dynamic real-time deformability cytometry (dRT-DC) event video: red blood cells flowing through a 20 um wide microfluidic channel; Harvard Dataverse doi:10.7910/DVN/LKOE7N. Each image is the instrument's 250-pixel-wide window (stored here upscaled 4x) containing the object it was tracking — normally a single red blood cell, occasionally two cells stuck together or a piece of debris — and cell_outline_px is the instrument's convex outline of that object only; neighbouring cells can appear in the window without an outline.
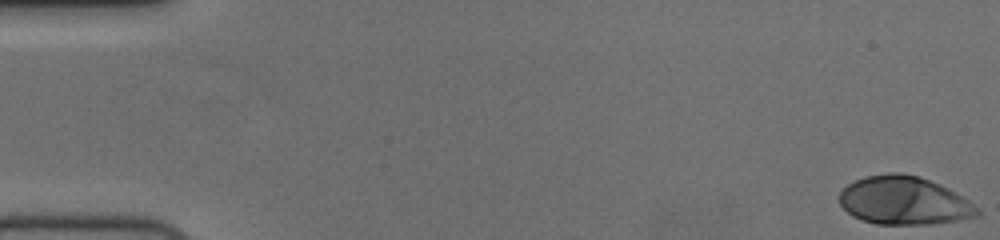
{"species": "human", "species_latin": "Homo sapiens", "temperature_condition": "cold", "stored_images_in_passage": 56, "camera_frame_rate_fps": 3000, "um_per_image_px": 0.085, "donor": {"sex": "female"}, "frame": {"image": 1, "passage_image": 1, "time_ms": 0.0, "image_size_px": [1000, 240], "cell_outline_px": [[980, 216], [956, 220], [928, 224], [876, 224], [860, 220], [852, 216], [840, 204], [840, 192], [848, 184], [864, 176], [888, 172], [900, 172], [916, 176], [928, 180], [968, 200], [980, 212]], "centroid_in_image_um": [76.78, 17.06], "position_along_channel_um": 8.2, "area_um2": 38.26}}
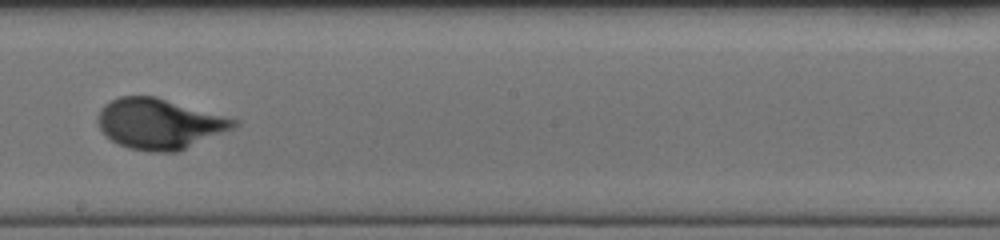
{"frame": {"image": 2, "passage_image": 32, "time_ms": 10.333, "image_size_px": [1000, 240], "cell_outline_px": [[240, 124], [236, 128], [176, 152], [148, 152], [128, 148], [112, 140], [100, 128], [96, 120], [96, 116], [100, 108], [104, 104], [120, 96], [156, 96], [240, 120]], "centroid_in_image_um": [13.57, 10.51], "position_along_channel_um": 234.6, "area_um2": 40.23}}
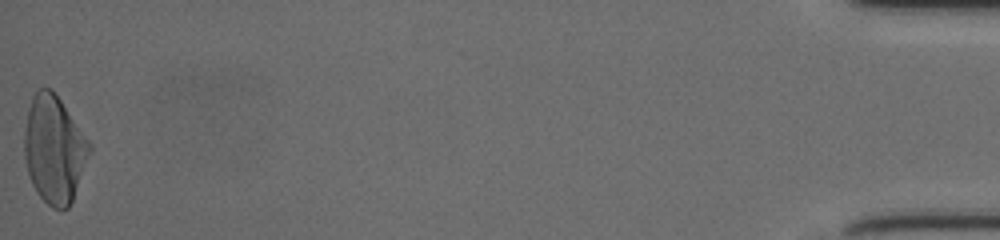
{"frame": {"image": 3, "passage_image": 56, "time_ms": 18.333, "image_size_px": [1000, 240], "cell_outline_px": [[92, 148], [72, 200], [68, 208], [52, 208], [36, 192], [32, 184], [28, 172], [24, 156], [24, 128], [28, 108], [32, 96], [40, 88], [52, 88], [92, 144]], "centroid_in_image_um": [4.6, 12.66], "position_along_channel_um": 430.6, "area_um2": 40.69}, "authors_computed_cell_mechanics": {"area_um2": 38.2925, "velocity_mm_per_s": 3.7139, "shape_relaxation_time_tau1_ms": 3.4365, "shape_relaxation_time_tau2_ms": null, "deformation_change_tau1": 0.2014, "deformation_change_tau2": null}}